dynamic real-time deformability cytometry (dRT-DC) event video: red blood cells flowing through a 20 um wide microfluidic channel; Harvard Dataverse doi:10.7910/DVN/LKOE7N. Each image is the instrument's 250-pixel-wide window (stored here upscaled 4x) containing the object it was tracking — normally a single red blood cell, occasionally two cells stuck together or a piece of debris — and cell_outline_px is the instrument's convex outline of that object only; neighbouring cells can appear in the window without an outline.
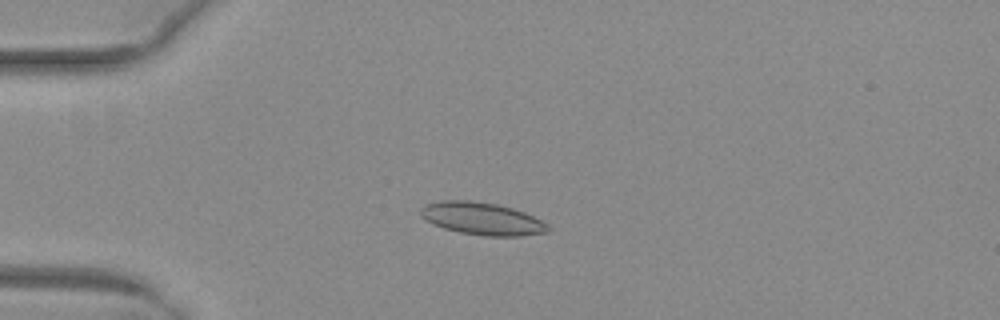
{"species": "common noctule bat (a hibernating species)", "species_latin": "Nyctalus noctula", "temperature_condition": "warm", "stored_images_in_passage": 21, "camera_frame_rate_fps": 3000, "um_per_image_px": 0.085, "animal": {"sex": "female", "body_mass_g": 29.2, "forearm_length_mm": 56.3}, "frame": {"image": 1, "passage_image": 15, "time_ms": 4.667, "image_size_px": [1000, 320], "cell_outline_px": [[552, 228], [548, 232], [520, 236], [484, 236], [460, 232], [444, 228], [432, 224], [424, 220], [420, 216], [420, 208], [428, 204], [440, 200], [472, 200], [496, 204], [512, 208], [524, 212], [548, 224]], "centroid_in_image_um": [40.96, 18.59], "position_along_channel_um": 44.0, "area_um2": 24.22}}
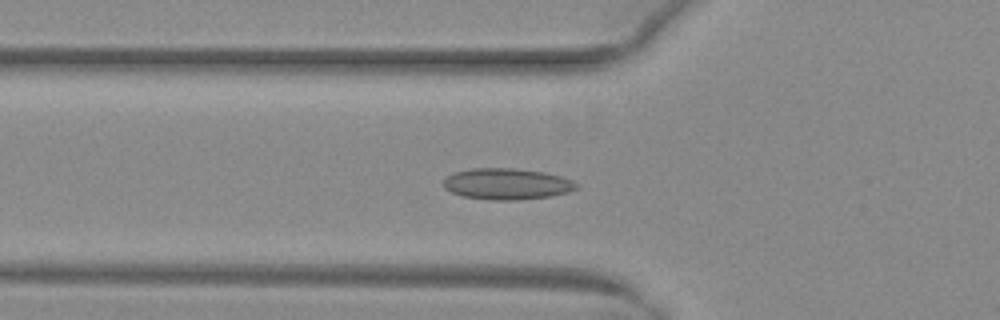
{"frame": {"image": 2, "passage_image": 20, "time_ms": 6.333, "image_size_px": [1000, 320], "cell_outline_px": [[580, 184], [576, 188], [568, 192], [552, 196], [516, 200], [492, 200], [460, 196], [444, 188], [444, 180], [448, 176], [456, 172], [472, 168], [512, 168], [544, 172], [560, 176], [572, 180]], "centroid_in_image_um": [43.1, 15.64], "position_along_channel_um": 82.7, "area_um2": 24.16}}